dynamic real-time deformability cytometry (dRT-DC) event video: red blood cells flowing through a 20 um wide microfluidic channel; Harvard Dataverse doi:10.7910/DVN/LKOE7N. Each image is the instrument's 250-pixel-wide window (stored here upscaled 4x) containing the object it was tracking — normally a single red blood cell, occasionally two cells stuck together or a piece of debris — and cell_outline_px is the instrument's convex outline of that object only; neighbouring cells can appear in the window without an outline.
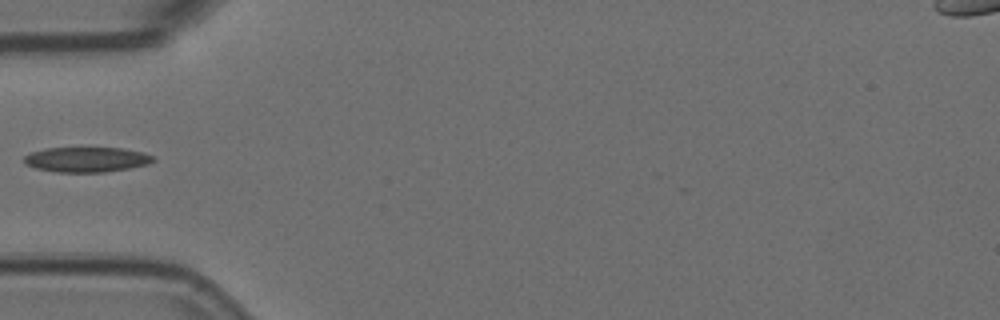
{"species": "Egyptian fruit bat (a non-hibernating species)", "species_latin": "Rousettus aegyptiacus", "temperature_condition": "room temperature", "stored_images_in_passage": 4, "camera_frame_rate_fps": 3000, "um_per_image_px": 0.085, "animal": {"sex": "female"}, "frame": {"image": 1, "passage_image": 3, "time_ms": 0.667, "image_size_px": [1000, 320], "cell_outline_px": [[156, 160], [148, 164], [128, 168], [104, 172], [56, 172], [36, 168], [24, 164], [24, 156], [32, 152], [48, 148], [120, 148], [140, 152], [152, 156]], "centroid_in_image_um": [7.33, 13.56], "position_along_channel_um": 77.7, "area_um2": 18.61}}
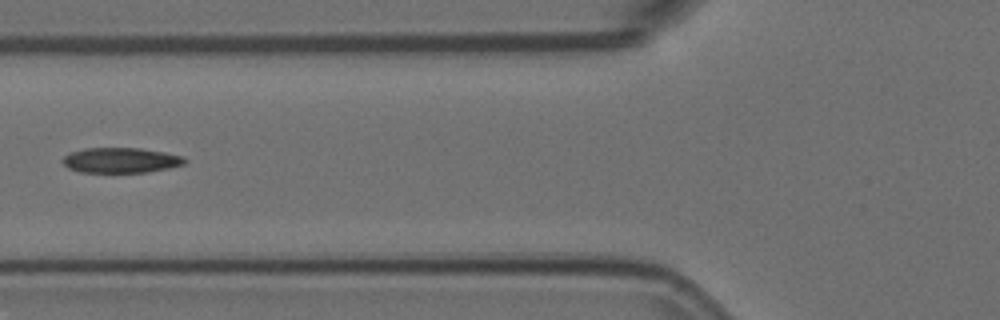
{"frame": {"image": 2, "passage_image": 4, "time_ms": 1.0, "image_size_px": [1000, 320], "cell_outline_px": [[188, 160], [184, 164], [168, 168], [144, 172], [80, 172], [68, 168], [60, 160], [64, 156], [72, 152], [84, 148], [140, 148], [164, 152], [184, 156]], "centroid_in_image_um": [10.27, 13.61], "position_along_channel_um": 115.5, "area_um2": 17.92}}